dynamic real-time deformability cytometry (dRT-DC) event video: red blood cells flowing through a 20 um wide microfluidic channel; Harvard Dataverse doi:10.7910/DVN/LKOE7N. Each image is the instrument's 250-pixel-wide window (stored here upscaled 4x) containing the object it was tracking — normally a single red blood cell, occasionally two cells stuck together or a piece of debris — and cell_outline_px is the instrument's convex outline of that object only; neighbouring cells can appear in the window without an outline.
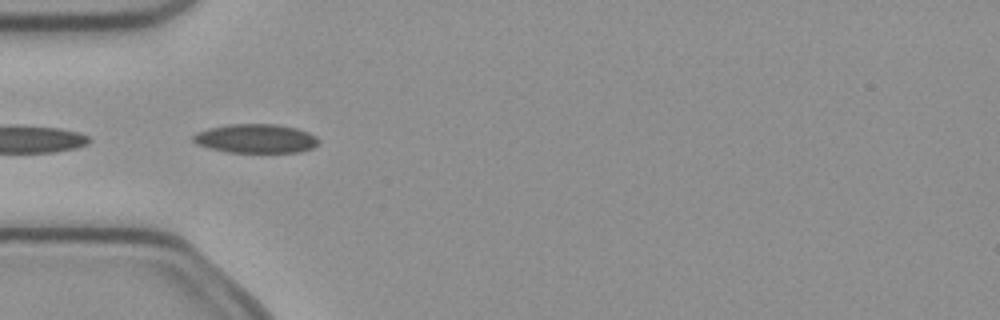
{"species": "common noctule bat (a hibernating species)", "species_latin": "Nyctalus noctula", "temperature_condition": "cold", "stored_images_in_passage": 6, "camera_frame_rate_fps": 3000, "um_per_image_px": 0.085, "animal": {"sex": "female", "body_mass_g": 21.9}, "frame": {"image": 1, "passage_image": 5, "time_ms": 1.333, "image_size_px": [1000, 320], "cell_outline_px": [[320, 144], [312, 148], [300, 152], [224, 152], [208, 148], [196, 144], [192, 140], [192, 136], [196, 132], [208, 128], [228, 124], [276, 124], [296, 128], [308, 132], [316, 136], [320, 140]], "centroid_in_image_um": [21.73, 11.78], "position_along_channel_um": 63.3, "area_um2": 21.44}}